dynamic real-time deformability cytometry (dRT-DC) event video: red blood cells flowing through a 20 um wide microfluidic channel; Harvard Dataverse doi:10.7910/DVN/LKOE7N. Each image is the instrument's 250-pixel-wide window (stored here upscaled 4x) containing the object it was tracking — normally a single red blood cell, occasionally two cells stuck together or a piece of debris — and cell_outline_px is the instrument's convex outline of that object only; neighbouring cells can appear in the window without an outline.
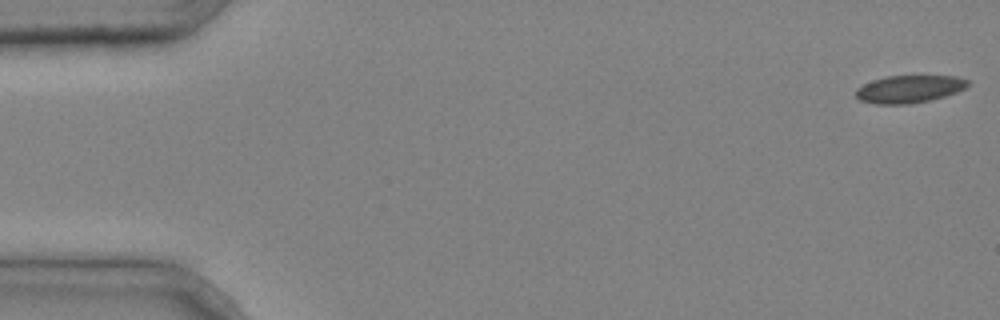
{"species": "common noctule bat (a hibernating species)", "species_latin": "Nyctalus noctula", "temperature_condition": "cold", "stored_images_in_passage": 5, "camera_frame_rate_fps": 3000, "um_per_image_px": 0.085, "animal": {"sex": "male", "body_mass_g": 20.4}, "frame": {"image": 1, "passage_image": 1, "time_ms": 0.0, "image_size_px": [1000, 320], "cell_outline_px": [[968, 84], [964, 88], [956, 92], [944, 96], [912, 104], [876, 104], [860, 100], [856, 96], [856, 88], [872, 80], [888, 76], [956, 76], [968, 80]], "centroid_in_image_um": [77.26, 7.57], "position_along_channel_um": 7.7, "area_um2": 17.8}}
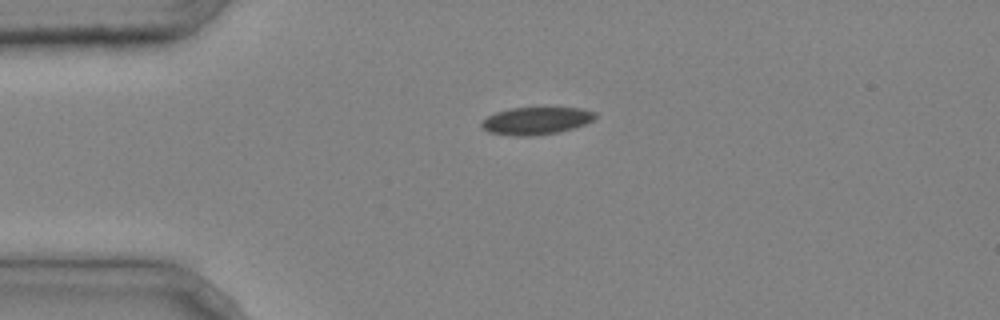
{"frame": {"image": 2, "passage_image": 4, "time_ms": 1.0, "image_size_px": [1000, 320], "cell_outline_px": [[596, 116], [592, 120], [584, 124], [560, 132], [532, 136], [516, 136], [488, 132], [480, 128], [480, 124], [488, 116], [496, 112], [512, 108], [580, 108], [596, 112]], "centroid_in_image_um": [45.55, 10.27], "position_along_channel_um": 39.5, "area_um2": 18.09}}